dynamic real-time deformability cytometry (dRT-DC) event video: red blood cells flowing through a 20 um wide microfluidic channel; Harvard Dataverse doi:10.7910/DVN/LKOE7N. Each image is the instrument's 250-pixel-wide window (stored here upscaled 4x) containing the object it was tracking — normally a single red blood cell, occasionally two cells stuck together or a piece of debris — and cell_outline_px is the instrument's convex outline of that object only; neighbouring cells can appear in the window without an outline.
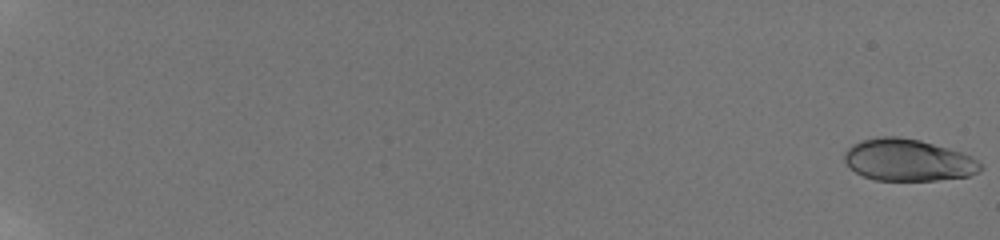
{"species": "human", "species_latin": "Homo sapiens", "temperature_condition": "room temperature", "stored_images_in_passage": 52, "camera_frame_rate_fps": 3000, "um_per_image_px": 0.085, "donor": {"sex": "male"}, "frame": {"image": 1, "passage_image": 1, "time_ms": 0.0, "image_size_px": [1000, 240], "cell_outline_px": [[984, 168], [980, 172], [968, 176], [936, 180], [876, 180], [864, 176], [856, 172], [844, 160], [844, 152], [852, 144], [864, 140], [880, 136], [896, 136], [920, 140], [960, 152], [976, 160]], "centroid_in_image_um": [77.18, 13.61], "position_along_channel_um": 7.8, "area_um2": 32.89}}
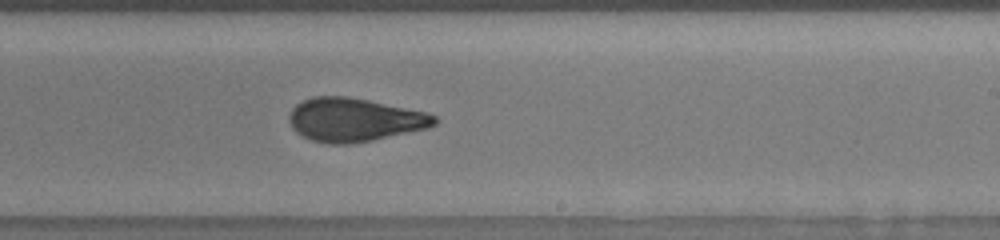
{"frame": {"image": 2, "passage_image": 41, "time_ms": 13.333, "image_size_px": [1000, 240], "cell_outline_px": [[440, 120], [436, 124], [428, 128], [372, 140], [352, 144], [328, 144], [312, 140], [296, 132], [292, 128], [288, 120], [288, 116], [292, 108], [296, 104], [312, 96], [348, 96], [368, 100], [424, 112], [436, 116]], "centroid_in_image_um": [30.09, 10.18], "position_along_channel_um": 258.9, "area_um2": 36.82}}
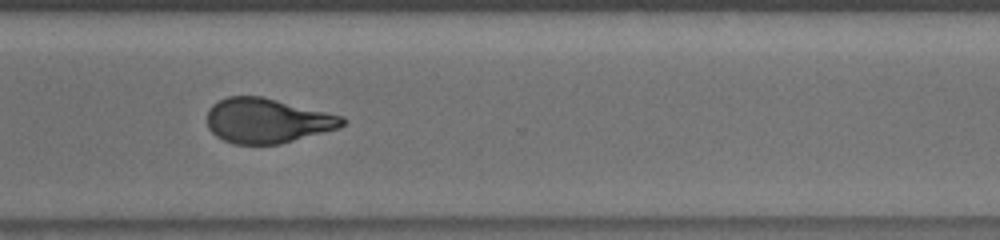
{"frame": {"image": 3, "passage_image": 46, "time_ms": 15.0, "image_size_px": [1000, 240], "cell_outline_px": [[348, 120], [340, 128], [280, 144], [232, 144], [216, 136], [208, 128], [208, 108], [212, 104], [228, 96], [264, 96], [344, 116]], "centroid_in_image_um": [22.74, 10.25], "position_along_channel_um": 347.9, "area_um2": 35.6}, "authors_computed_cell_mechanics": {"area_um2": 35.2291, "velocity_mm_per_s": 3.8348, "shape_relaxation_time_tau1_ms": 6.6094, "shape_relaxation_time_tau2_ms": 1.4105, "deformation_change_tau1": 0.2173, "deformation_change_tau2": 0.0741}}